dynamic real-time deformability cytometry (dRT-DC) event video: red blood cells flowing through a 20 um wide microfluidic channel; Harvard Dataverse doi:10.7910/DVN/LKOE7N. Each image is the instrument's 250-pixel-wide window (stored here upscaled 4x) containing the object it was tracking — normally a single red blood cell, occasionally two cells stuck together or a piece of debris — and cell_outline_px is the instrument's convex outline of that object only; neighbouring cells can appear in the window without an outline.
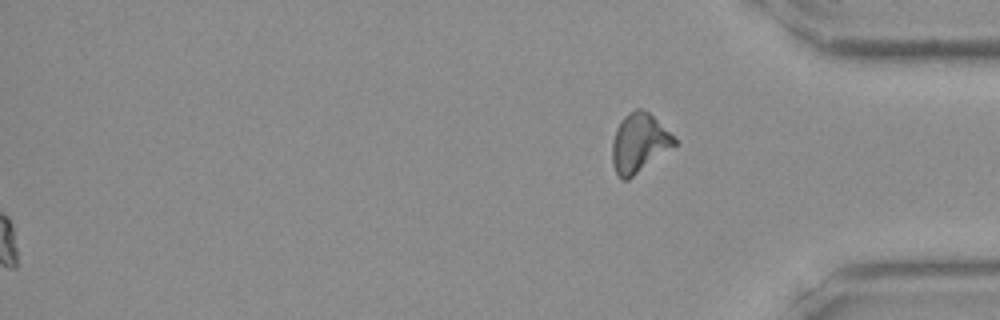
{"species": "Egyptian fruit bat (a non-hibernating species)", "species_latin": "Rousettus aegyptiacus", "temperature_condition": "room temperature", "stored_images_in_passage": 46, "segment_of_instrument_passage": [2, 2], "camera_frame_rate_fps": 3000, "um_per_image_px": 0.085, "frame": {"image": 1, "passage_image": 46, "time_ms": 15.0, "image_size_px": [1000, 320], "cell_outline_px": [[680, 144], [628, 180], [620, 180], [612, 164], [612, 140], [616, 128], [620, 120], [628, 112], [636, 108], [640, 108], [648, 112], [676, 136]], "centroid_in_image_um": [54.37, 12.16], "position_along_channel_um": 380.8, "area_um2": 22.08}}